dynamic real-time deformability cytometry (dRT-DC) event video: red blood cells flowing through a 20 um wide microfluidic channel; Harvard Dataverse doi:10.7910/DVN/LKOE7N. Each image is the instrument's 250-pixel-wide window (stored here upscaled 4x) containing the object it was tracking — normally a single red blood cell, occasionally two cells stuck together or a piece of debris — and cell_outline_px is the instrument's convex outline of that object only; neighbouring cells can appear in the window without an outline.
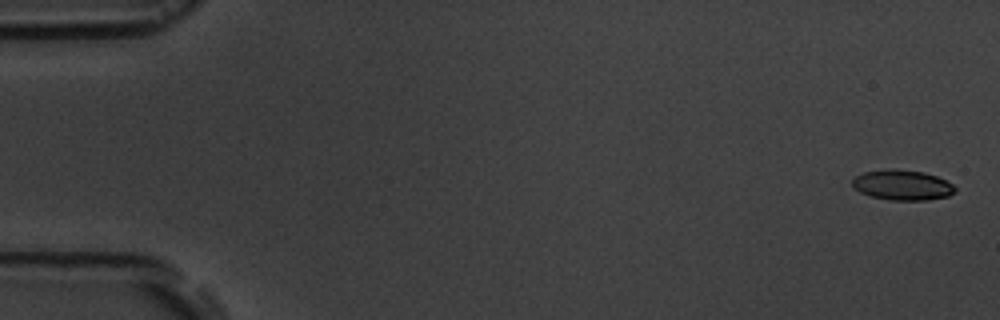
{"species": "common noctule bat (a hibernating species)", "species_latin": "Nyctalus noctula", "temperature_condition": "room temperature", "stored_images_in_passage": 6, "camera_frame_rate_fps": 3000, "um_per_image_px": 0.085, "animal": {"sex": "male", "body_mass_g": 19.5, "forearm_length_mm": 54.6}, "frame": {"image": 1, "passage_image": 1, "time_ms": 0.0, "image_size_px": [1000, 320], "cell_outline_px": [[956, 192], [948, 196], [928, 200], [892, 200], [868, 196], [852, 188], [852, 180], [856, 176], [864, 172], [892, 168], [924, 172], [936, 176], [952, 184], [956, 188]], "centroid_in_image_um": [76.68, 15.73], "position_along_channel_um": 8.3, "area_um2": 18.21}}
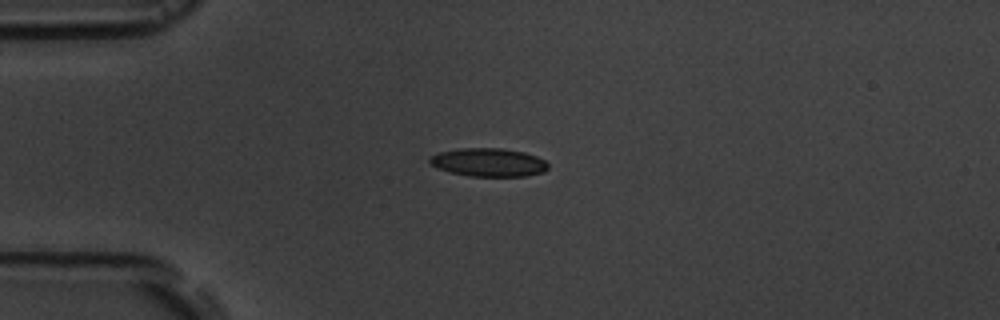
{"frame": {"image": 2, "passage_image": 4, "time_ms": 4.333, "image_size_px": [1000, 320], "cell_outline_px": [[548, 168], [544, 172], [524, 176], [468, 176], [448, 172], [432, 164], [428, 160], [432, 156], [440, 152], [456, 148], [500, 148], [524, 152], [536, 156], [544, 160], [548, 164]], "centroid_in_image_um": [41.54, 13.8], "position_along_channel_um": 43.5, "area_um2": 19.48}}
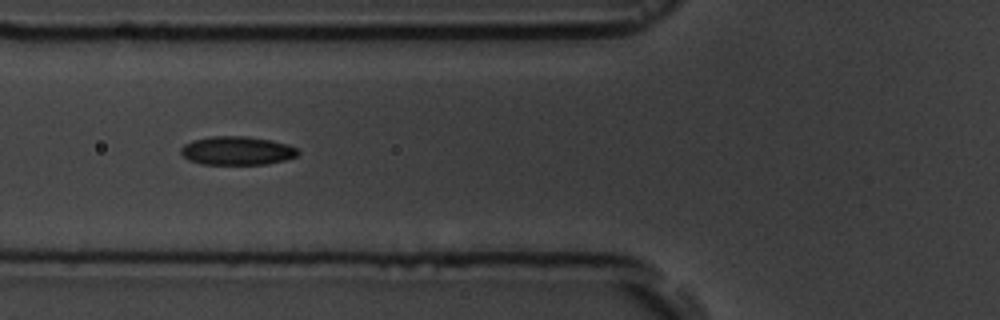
{"frame": {"image": 3, "passage_image": 6, "time_ms": 6.667, "image_size_px": [1000, 320], "cell_outline_px": [[300, 152], [296, 156], [284, 160], [268, 164], [200, 164], [188, 160], [180, 152], [180, 148], [184, 144], [192, 140], [212, 136], [248, 136], [268, 140], [284, 144], [296, 148]], "centroid_in_image_um": [20.1, 12.81], "position_along_channel_um": 105.7, "area_um2": 19.42}}